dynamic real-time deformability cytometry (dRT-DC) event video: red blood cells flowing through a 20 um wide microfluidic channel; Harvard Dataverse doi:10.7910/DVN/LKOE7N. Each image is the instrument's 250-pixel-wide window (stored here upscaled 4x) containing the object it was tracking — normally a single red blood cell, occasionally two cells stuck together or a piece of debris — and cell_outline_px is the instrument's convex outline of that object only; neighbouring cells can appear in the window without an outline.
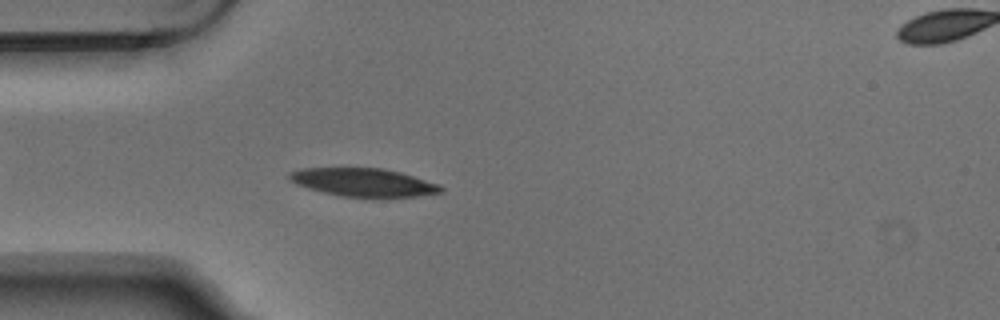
{"species": "Egyptian fruit bat (a non-hibernating species)", "species_latin": "Rousettus aegyptiacus", "temperature_condition": "warm", "stored_images_in_passage": 4, "segment_of_instrument_passage": [1, 2], "camera_frame_rate_fps": 3000, "um_per_image_px": 0.085, "animal": {"sex": "male"}, "frame": {"image": 1, "passage_image": 3, "time_ms": 0.667, "image_size_px": [1000, 320], "cell_outline_px": [[444, 192], [388, 200], [372, 200], [340, 196], [308, 188], [296, 184], [288, 176], [288, 172], [304, 168], [384, 168], [400, 172], [440, 184], [444, 188]], "centroid_in_image_um": [30.98, 15.55], "position_along_channel_um": 54.0, "area_um2": 25.89}}